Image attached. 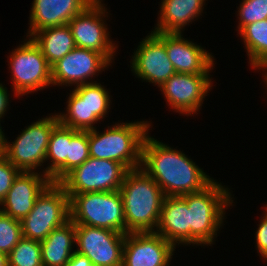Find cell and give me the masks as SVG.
Listing matches in <instances>:
<instances>
[{
  "label": "cell",
  "instance_id": "26",
  "mask_svg": "<svg viewBox=\"0 0 267 266\" xmlns=\"http://www.w3.org/2000/svg\"><path fill=\"white\" fill-rule=\"evenodd\" d=\"M8 266H43L40 241L23 237L8 254Z\"/></svg>",
  "mask_w": 267,
  "mask_h": 266
},
{
  "label": "cell",
  "instance_id": "27",
  "mask_svg": "<svg viewBox=\"0 0 267 266\" xmlns=\"http://www.w3.org/2000/svg\"><path fill=\"white\" fill-rule=\"evenodd\" d=\"M22 238L21 221L0 211V251L8 255Z\"/></svg>",
  "mask_w": 267,
  "mask_h": 266
},
{
  "label": "cell",
  "instance_id": "30",
  "mask_svg": "<svg viewBox=\"0 0 267 266\" xmlns=\"http://www.w3.org/2000/svg\"><path fill=\"white\" fill-rule=\"evenodd\" d=\"M20 172L4 155L0 158V204L5 199L14 179Z\"/></svg>",
  "mask_w": 267,
  "mask_h": 266
},
{
  "label": "cell",
  "instance_id": "5",
  "mask_svg": "<svg viewBox=\"0 0 267 266\" xmlns=\"http://www.w3.org/2000/svg\"><path fill=\"white\" fill-rule=\"evenodd\" d=\"M69 195L70 220L125 234L123 200L119 190Z\"/></svg>",
  "mask_w": 267,
  "mask_h": 266
},
{
  "label": "cell",
  "instance_id": "34",
  "mask_svg": "<svg viewBox=\"0 0 267 266\" xmlns=\"http://www.w3.org/2000/svg\"><path fill=\"white\" fill-rule=\"evenodd\" d=\"M0 266H8V255L0 251Z\"/></svg>",
  "mask_w": 267,
  "mask_h": 266
},
{
  "label": "cell",
  "instance_id": "17",
  "mask_svg": "<svg viewBox=\"0 0 267 266\" xmlns=\"http://www.w3.org/2000/svg\"><path fill=\"white\" fill-rule=\"evenodd\" d=\"M164 42L169 60L176 73L209 74L214 67V56L183 38L182 33L155 32Z\"/></svg>",
  "mask_w": 267,
  "mask_h": 266
},
{
  "label": "cell",
  "instance_id": "16",
  "mask_svg": "<svg viewBox=\"0 0 267 266\" xmlns=\"http://www.w3.org/2000/svg\"><path fill=\"white\" fill-rule=\"evenodd\" d=\"M175 246L156 232L127 233L122 266H169Z\"/></svg>",
  "mask_w": 267,
  "mask_h": 266
},
{
  "label": "cell",
  "instance_id": "4",
  "mask_svg": "<svg viewBox=\"0 0 267 266\" xmlns=\"http://www.w3.org/2000/svg\"><path fill=\"white\" fill-rule=\"evenodd\" d=\"M181 197L189 210L190 245L211 246L225 219L226 207L232 206L231 193L214 180L204 190Z\"/></svg>",
  "mask_w": 267,
  "mask_h": 266
},
{
  "label": "cell",
  "instance_id": "36",
  "mask_svg": "<svg viewBox=\"0 0 267 266\" xmlns=\"http://www.w3.org/2000/svg\"><path fill=\"white\" fill-rule=\"evenodd\" d=\"M1 122V121H0ZM3 131H2V127H1V124H0V141H3Z\"/></svg>",
  "mask_w": 267,
  "mask_h": 266
},
{
  "label": "cell",
  "instance_id": "35",
  "mask_svg": "<svg viewBox=\"0 0 267 266\" xmlns=\"http://www.w3.org/2000/svg\"><path fill=\"white\" fill-rule=\"evenodd\" d=\"M3 156V141H0V158Z\"/></svg>",
  "mask_w": 267,
  "mask_h": 266
},
{
  "label": "cell",
  "instance_id": "20",
  "mask_svg": "<svg viewBox=\"0 0 267 266\" xmlns=\"http://www.w3.org/2000/svg\"><path fill=\"white\" fill-rule=\"evenodd\" d=\"M174 246L190 245L189 210L180 196L164 198L158 227L155 231Z\"/></svg>",
  "mask_w": 267,
  "mask_h": 266
},
{
  "label": "cell",
  "instance_id": "11",
  "mask_svg": "<svg viewBox=\"0 0 267 266\" xmlns=\"http://www.w3.org/2000/svg\"><path fill=\"white\" fill-rule=\"evenodd\" d=\"M107 14L102 0H95L83 12L75 15L68 26L76 47L99 52L112 63L118 47L109 38L107 25L104 23Z\"/></svg>",
  "mask_w": 267,
  "mask_h": 266
},
{
  "label": "cell",
  "instance_id": "31",
  "mask_svg": "<svg viewBox=\"0 0 267 266\" xmlns=\"http://www.w3.org/2000/svg\"><path fill=\"white\" fill-rule=\"evenodd\" d=\"M258 226L255 236L257 252L267 260V211Z\"/></svg>",
  "mask_w": 267,
  "mask_h": 266
},
{
  "label": "cell",
  "instance_id": "22",
  "mask_svg": "<svg viewBox=\"0 0 267 266\" xmlns=\"http://www.w3.org/2000/svg\"><path fill=\"white\" fill-rule=\"evenodd\" d=\"M74 243L75 224L69 219L40 242L43 266H65L75 252Z\"/></svg>",
  "mask_w": 267,
  "mask_h": 266
},
{
  "label": "cell",
  "instance_id": "23",
  "mask_svg": "<svg viewBox=\"0 0 267 266\" xmlns=\"http://www.w3.org/2000/svg\"><path fill=\"white\" fill-rule=\"evenodd\" d=\"M78 132L60 123L52 130L46 154V161L50 159L52 163L42 172L51 182H60L67 175L69 144Z\"/></svg>",
  "mask_w": 267,
  "mask_h": 266
},
{
  "label": "cell",
  "instance_id": "3",
  "mask_svg": "<svg viewBox=\"0 0 267 266\" xmlns=\"http://www.w3.org/2000/svg\"><path fill=\"white\" fill-rule=\"evenodd\" d=\"M150 123L135 121L115 123L103 133L88 131L90 157L121 163L127 170L141 167L142 143Z\"/></svg>",
  "mask_w": 267,
  "mask_h": 266
},
{
  "label": "cell",
  "instance_id": "9",
  "mask_svg": "<svg viewBox=\"0 0 267 266\" xmlns=\"http://www.w3.org/2000/svg\"><path fill=\"white\" fill-rule=\"evenodd\" d=\"M127 171L116 161L89 157L59 183L65 188L67 194L117 191Z\"/></svg>",
  "mask_w": 267,
  "mask_h": 266
},
{
  "label": "cell",
  "instance_id": "14",
  "mask_svg": "<svg viewBox=\"0 0 267 266\" xmlns=\"http://www.w3.org/2000/svg\"><path fill=\"white\" fill-rule=\"evenodd\" d=\"M210 74L175 73L161 87L168 106L180 114L197 113L211 87Z\"/></svg>",
  "mask_w": 267,
  "mask_h": 266
},
{
  "label": "cell",
  "instance_id": "18",
  "mask_svg": "<svg viewBox=\"0 0 267 266\" xmlns=\"http://www.w3.org/2000/svg\"><path fill=\"white\" fill-rule=\"evenodd\" d=\"M51 183L50 178L41 172L21 171L1 202L0 211L14 219L22 220L33 209L38 196Z\"/></svg>",
  "mask_w": 267,
  "mask_h": 266
},
{
  "label": "cell",
  "instance_id": "10",
  "mask_svg": "<svg viewBox=\"0 0 267 266\" xmlns=\"http://www.w3.org/2000/svg\"><path fill=\"white\" fill-rule=\"evenodd\" d=\"M27 39L12 51L8 59L13 76L12 87L17 97L52 86L51 66L34 41Z\"/></svg>",
  "mask_w": 267,
  "mask_h": 266
},
{
  "label": "cell",
  "instance_id": "6",
  "mask_svg": "<svg viewBox=\"0 0 267 266\" xmlns=\"http://www.w3.org/2000/svg\"><path fill=\"white\" fill-rule=\"evenodd\" d=\"M69 219V195L59 182H51L21 220L23 237L41 242Z\"/></svg>",
  "mask_w": 267,
  "mask_h": 266
},
{
  "label": "cell",
  "instance_id": "19",
  "mask_svg": "<svg viewBox=\"0 0 267 266\" xmlns=\"http://www.w3.org/2000/svg\"><path fill=\"white\" fill-rule=\"evenodd\" d=\"M95 0H33L30 12V38L41 29L68 24L77 14L83 12Z\"/></svg>",
  "mask_w": 267,
  "mask_h": 266
},
{
  "label": "cell",
  "instance_id": "21",
  "mask_svg": "<svg viewBox=\"0 0 267 266\" xmlns=\"http://www.w3.org/2000/svg\"><path fill=\"white\" fill-rule=\"evenodd\" d=\"M206 0H162L160 16L153 32L182 33V29L202 15Z\"/></svg>",
  "mask_w": 267,
  "mask_h": 266
},
{
  "label": "cell",
  "instance_id": "12",
  "mask_svg": "<svg viewBox=\"0 0 267 266\" xmlns=\"http://www.w3.org/2000/svg\"><path fill=\"white\" fill-rule=\"evenodd\" d=\"M76 249L96 266H122L126 234L114 230L75 224Z\"/></svg>",
  "mask_w": 267,
  "mask_h": 266
},
{
  "label": "cell",
  "instance_id": "25",
  "mask_svg": "<svg viewBox=\"0 0 267 266\" xmlns=\"http://www.w3.org/2000/svg\"><path fill=\"white\" fill-rule=\"evenodd\" d=\"M253 69H267V19L246 25L240 32Z\"/></svg>",
  "mask_w": 267,
  "mask_h": 266
},
{
  "label": "cell",
  "instance_id": "15",
  "mask_svg": "<svg viewBox=\"0 0 267 266\" xmlns=\"http://www.w3.org/2000/svg\"><path fill=\"white\" fill-rule=\"evenodd\" d=\"M133 54L131 71L143 81L161 87L176 73L163 40L153 31L140 42Z\"/></svg>",
  "mask_w": 267,
  "mask_h": 266
},
{
  "label": "cell",
  "instance_id": "8",
  "mask_svg": "<svg viewBox=\"0 0 267 266\" xmlns=\"http://www.w3.org/2000/svg\"><path fill=\"white\" fill-rule=\"evenodd\" d=\"M76 86L69 94L67 112L57 114L59 123L78 131H90L108 113L111 103L108 90L96 83Z\"/></svg>",
  "mask_w": 267,
  "mask_h": 266
},
{
  "label": "cell",
  "instance_id": "24",
  "mask_svg": "<svg viewBox=\"0 0 267 266\" xmlns=\"http://www.w3.org/2000/svg\"><path fill=\"white\" fill-rule=\"evenodd\" d=\"M30 38L40 48L50 66L76 47L68 24L41 29Z\"/></svg>",
  "mask_w": 267,
  "mask_h": 266
},
{
  "label": "cell",
  "instance_id": "7",
  "mask_svg": "<svg viewBox=\"0 0 267 266\" xmlns=\"http://www.w3.org/2000/svg\"><path fill=\"white\" fill-rule=\"evenodd\" d=\"M58 124L57 114L38 119L26 127L12 143L3 134V155L20 171L34 172V169L46 162L50 136Z\"/></svg>",
  "mask_w": 267,
  "mask_h": 266
},
{
  "label": "cell",
  "instance_id": "1",
  "mask_svg": "<svg viewBox=\"0 0 267 266\" xmlns=\"http://www.w3.org/2000/svg\"><path fill=\"white\" fill-rule=\"evenodd\" d=\"M165 196H183L207 188L214 179L181 150L173 149L146 134L142 143L141 167Z\"/></svg>",
  "mask_w": 267,
  "mask_h": 266
},
{
  "label": "cell",
  "instance_id": "32",
  "mask_svg": "<svg viewBox=\"0 0 267 266\" xmlns=\"http://www.w3.org/2000/svg\"><path fill=\"white\" fill-rule=\"evenodd\" d=\"M65 266H96L84 255L74 252Z\"/></svg>",
  "mask_w": 267,
  "mask_h": 266
},
{
  "label": "cell",
  "instance_id": "37",
  "mask_svg": "<svg viewBox=\"0 0 267 266\" xmlns=\"http://www.w3.org/2000/svg\"><path fill=\"white\" fill-rule=\"evenodd\" d=\"M266 71H267V70H266ZM263 77H265V78H264V80H265L264 82H266L265 84L267 85V72L264 73V76H263Z\"/></svg>",
  "mask_w": 267,
  "mask_h": 266
},
{
  "label": "cell",
  "instance_id": "33",
  "mask_svg": "<svg viewBox=\"0 0 267 266\" xmlns=\"http://www.w3.org/2000/svg\"><path fill=\"white\" fill-rule=\"evenodd\" d=\"M9 106V94L7 88L0 83V120L4 117Z\"/></svg>",
  "mask_w": 267,
  "mask_h": 266
},
{
  "label": "cell",
  "instance_id": "29",
  "mask_svg": "<svg viewBox=\"0 0 267 266\" xmlns=\"http://www.w3.org/2000/svg\"><path fill=\"white\" fill-rule=\"evenodd\" d=\"M90 157L88 131H79L69 144L67 174Z\"/></svg>",
  "mask_w": 267,
  "mask_h": 266
},
{
  "label": "cell",
  "instance_id": "13",
  "mask_svg": "<svg viewBox=\"0 0 267 266\" xmlns=\"http://www.w3.org/2000/svg\"><path fill=\"white\" fill-rule=\"evenodd\" d=\"M110 63L99 52L75 47L51 66L52 85L79 86L93 83L90 79L104 71Z\"/></svg>",
  "mask_w": 267,
  "mask_h": 266
},
{
  "label": "cell",
  "instance_id": "2",
  "mask_svg": "<svg viewBox=\"0 0 267 266\" xmlns=\"http://www.w3.org/2000/svg\"><path fill=\"white\" fill-rule=\"evenodd\" d=\"M119 192L123 200L125 234L155 232L166 197L159 185L142 168H137L127 171Z\"/></svg>",
  "mask_w": 267,
  "mask_h": 266
},
{
  "label": "cell",
  "instance_id": "28",
  "mask_svg": "<svg viewBox=\"0 0 267 266\" xmlns=\"http://www.w3.org/2000/svg\"><path fill=\"white\" fill-rule=\"evenodd\" d=\"M239 25L241 31L246 25L267 19V0H242L238 7Z\"/></svg>",
  "mask_w": 267,
  "mask_h": 266
}]
</instances>
